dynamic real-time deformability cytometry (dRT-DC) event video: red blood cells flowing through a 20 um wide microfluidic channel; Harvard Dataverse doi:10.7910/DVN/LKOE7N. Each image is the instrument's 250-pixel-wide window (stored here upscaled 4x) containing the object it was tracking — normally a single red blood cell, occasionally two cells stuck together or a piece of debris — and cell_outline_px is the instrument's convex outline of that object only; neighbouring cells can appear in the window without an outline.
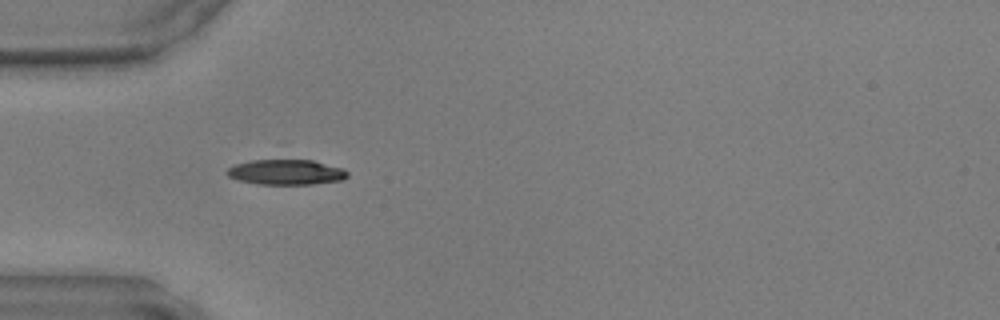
{"species": "common noctule bat (a hibernating species)", "species_latin": "Nyctalus noctula", "temperature_condition": "warm", "stored_images_in_passage": 24, "camera_frame_rate_fps": 3000, "um_per_image_px": 0.085, "animal": {"sex": "male", "body_mass_g": 17.9, "forearm_length_mm": 54.2}, "frame": {"image": 1, "passage_image": 1, "time_ms": 0.0, "image_size_px": [1000, 320], "cell_outline_px": [[348, 176], [344, 180], [312, 184], [256, 184], [236, 180], [228, 176], [224, 172], [228, 168], [236, 164], [252, 160], [312, 160], [344, 168], [348, 172]], "centroid_in_image_um": [24.32, 14.64], "position_along_channel_um": 60.7, "area_um2": 17.86}}
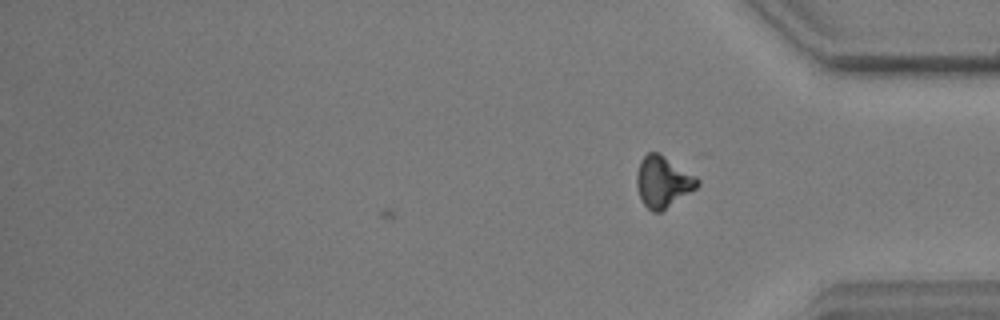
{"frame": {"image": 2, "passage_image": 24, "time_ms": 7.667, "image_size_px": [1000, 320], "cell_outline_px": [[700, 184], [696, 188], [660, 212], [652, 212], [640, 200], [636, 184], [636, 172], [640, 160], [648, 152], [660, 152], [696, 176], [700, 180]], "centroid_in_image_um": [56.33, 15.43], "position_along_channel_um": 378.9, "area_um2": 18.26}}